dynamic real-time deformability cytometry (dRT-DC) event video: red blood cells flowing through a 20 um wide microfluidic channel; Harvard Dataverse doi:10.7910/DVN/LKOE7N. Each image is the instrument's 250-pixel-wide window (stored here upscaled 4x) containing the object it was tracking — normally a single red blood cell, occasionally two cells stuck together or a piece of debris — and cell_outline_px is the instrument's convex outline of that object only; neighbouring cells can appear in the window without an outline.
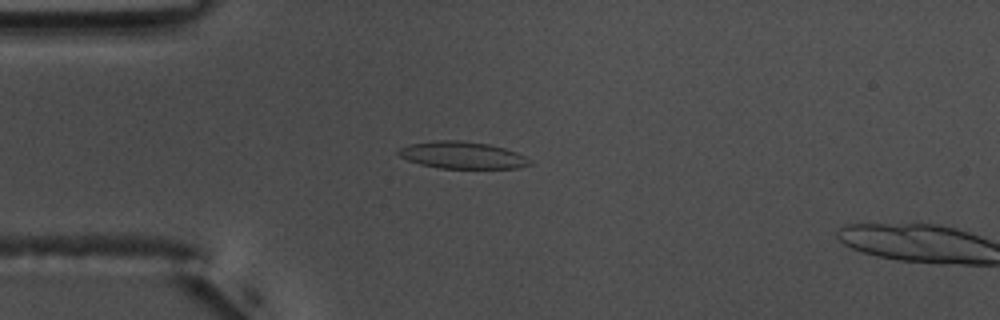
{"species": "common noctule bat (a hibernating species)", "species_latin": "Nyctalus noctula", "temperature_condition": "warm", "stored_images_in_passage": 3, "camera_frame_rate_fps": 3000, "um_per_image_px": 0.085, "animal": {"sex": "male", "body_mass_g": 17.5, "forearm_length_mm": 52.3}, "frame": {"image": 1, "passage_image": 1, "time_ms": 0.0, "image_size_px": [1000, 320], "cell_outline_px": [[532, 164], [516, 168], [440, 168], [420, 164], [408, 160], [400, 156], [396, 152], [400, 148], [412, 144], [436, 140], [460, 140], [488, 144], [504, 148], [516, 152], [532, 160]], "centroid_in_image_um": [39.31, 13.19], "position_along_channel_um": 45.7, "area_um2": 20.52}}